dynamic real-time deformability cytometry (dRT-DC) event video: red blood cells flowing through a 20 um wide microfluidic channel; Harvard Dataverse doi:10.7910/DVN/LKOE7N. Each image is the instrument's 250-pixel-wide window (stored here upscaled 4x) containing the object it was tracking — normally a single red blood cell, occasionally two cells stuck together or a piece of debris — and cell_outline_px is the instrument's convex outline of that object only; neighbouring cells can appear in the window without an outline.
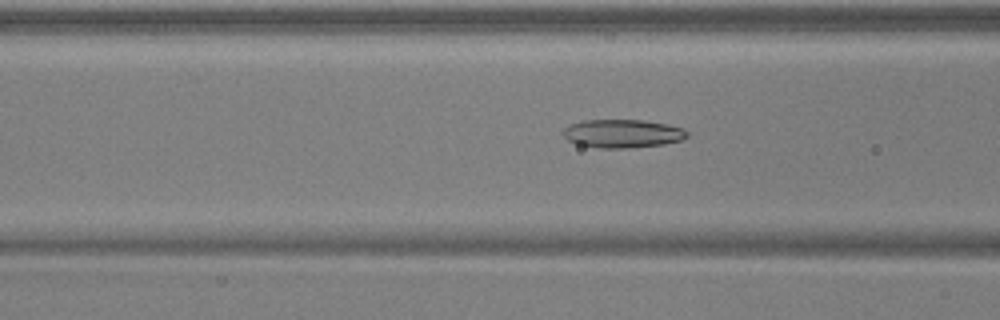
{"species": "common noctule bat (a hibernating species)", "species_latin": "Nyctalus noctula", "temperature_condition": "warm", "stored_images_in_passage": 42, "camera_frame_rate_fps": 3000, "um_per_image_px": 0.085, "animal": {"sex": "male", "body_mass_g": 17.9, "forearm_length_mm": 54.2}, "frame": {"image": 1, "passage_image": 11, "time_ms": 3.333, "image_size_px": [1000, 320], "cell_outline_px": [[688, 136], [680, 140], [664, 144], [624, 148], [600, 148], [576, 144], [568, 140], [560, 132], [564, 128], [572, 124], [584, 120], [644, 120], [668, 124], [684, 128], [688, 132]], "centroid_in_image_um": [52.91, 11.35], "position_along_channel_um": 113.7, "area_um2": 20.52}}
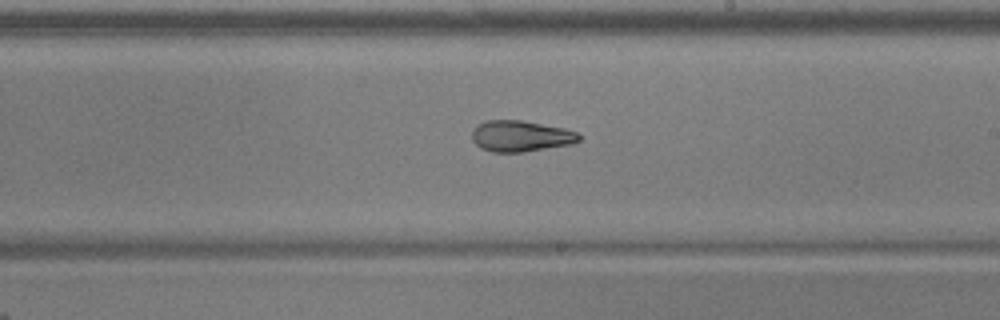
{"frame": {"image": 2, "passage_image": 21, "time_ms": 6.667, "image_size_px": [1000, 320], "cell_outline_px": [[580, 140], [572, 144], [524, 152], [492, 152], [480, 148], [472, 140], [472, 132], [480, 124], [488, 120], [520, 120], [564, 128], [576, 132], [580, 136]], "centroid_in_image_um": [44.27, 11.58], "position_along_channel_um": 244.7, "area_um2": 19.25}}
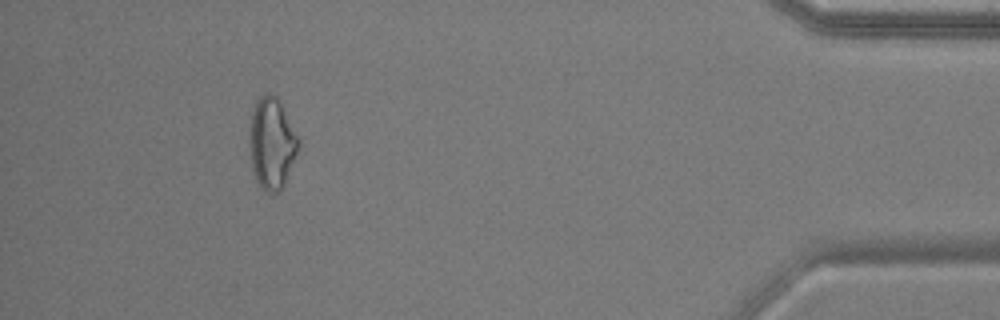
{"frame": {"image": 3, "passage_image": 38, "time_ms": 12.333, "image_size_px": [1000, 320], "cell_outline_px": [[300, 144], [284, 184], [280, 192], [264, 192], [256, 180], [252, 168], [248, 136], [252, 112], [256, 100], [264, 92], [268, 92], [276, 96], [300, 140]], "centroid_in_image_um": [23.08, 12.18], "position_along_channel_um": 412.1, "area_um2": 26.01}, "authors_computed_cell_mechanics": {"area_um2": 20.7213, "velocity_mm_per_s": 3.9308, "shape_relaxation_time_tau1_ms": null, "shape_relaxation_time_tau2_ms": 2.1956, "deformation_change_tau1": null, "deformation_change_tau2": 0.0947}}